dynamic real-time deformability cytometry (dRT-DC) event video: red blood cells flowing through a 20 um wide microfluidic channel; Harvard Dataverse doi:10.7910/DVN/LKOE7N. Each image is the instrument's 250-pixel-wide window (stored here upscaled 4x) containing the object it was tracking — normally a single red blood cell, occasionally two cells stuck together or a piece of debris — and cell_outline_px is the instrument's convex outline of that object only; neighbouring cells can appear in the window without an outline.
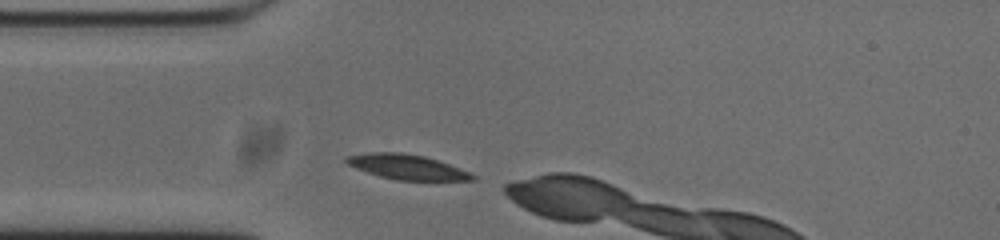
{"species": "common noctule bat (a hibernating species)", "species_latin": "Nyctalus noctula", "temperature_condition": "cold", "stored_images_in_passage": 5, "camera_frame_rate_fps": 3000, "um_per_image_px": 0.085, "animal": {"sex": "male", "body_mass_g": 20.0, "forearm_length_mm": 53.3}, "frame": {"image": 1, "passage_image": 1, "time_ms": 0.0, "image_size_px": [1000, 240], "cell_outline_px": [[476, 180], [396, 180], [380, 176], [356, 168], [348, 164], [344, 160], [348, 156], [372, 152], [400, 152], [424, 156], [448, 164], [468, 172], [476, 176]], "centroid_in_image_um": [34.59, 14.19], "position_along_channel_um": 50.4, "area_um2": 17.92}}